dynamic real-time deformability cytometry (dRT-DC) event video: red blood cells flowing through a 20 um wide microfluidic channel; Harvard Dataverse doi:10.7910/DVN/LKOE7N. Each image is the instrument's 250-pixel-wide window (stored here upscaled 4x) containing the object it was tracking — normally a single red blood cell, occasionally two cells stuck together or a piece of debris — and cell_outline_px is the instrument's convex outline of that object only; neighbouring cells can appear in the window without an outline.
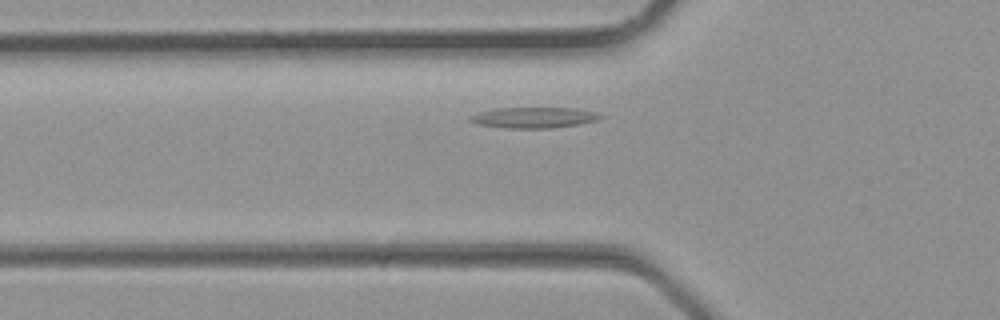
{"species": "common noctule bat (a hibernating species)", "species_latin": "Nyctalus noctula", "temperature_condition": "room temperature", "stored_images_in_passage": 26, "segment_of_instrument_passage": [1, 2], "camera_frame_rate_fps": 3000, "um_per_image_px": 0.085, "animal": {"sex": "male", "body_mass_g": 23.1, "forearm_length_mm": 52.7}, "frame": {"image": 1, "passage_image": 3, "time_ms": 0.667, "image_size_px": [1000, 320], "cell_outline_px": [[604, 116], [600, 120], [580, 124], [552, 128], [504, 128], [480, 124], [468, 120], [468, 116], [480, 112], [496, 108], [576, 108], [596, 112]], "centroid_in_image_um": [45.43, 9.99], "position_along_channel_um": 80.4, "area_um2": 15.84}}
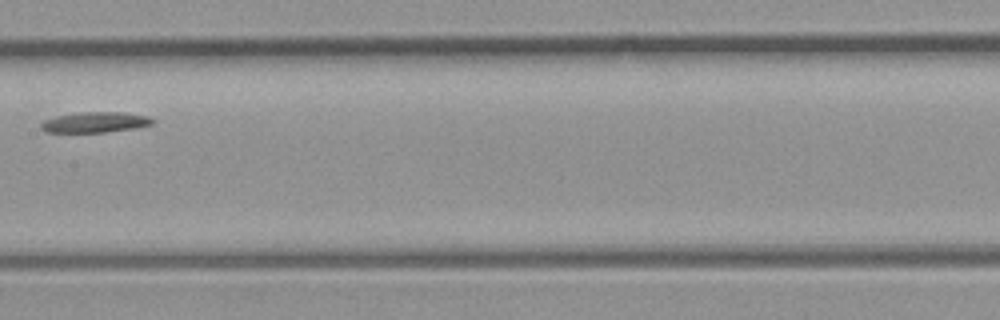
{"frame": {"image": 2, "passage_image": 9, "time_ms": 2.667, "image_size_px": [1000, 320], "cell_outline_px": [[156, 120], [152, 124], [132, 128], [104, 132], [44, 132], [40, 128], [40, 124], [44, 120], [56, 116], [76, 112], [124, 112], [148, 116]], "centroid_in_image_um": [8.05, 10.38], "position_along_channel_um": 199.3, "area_um2": 13.35}}
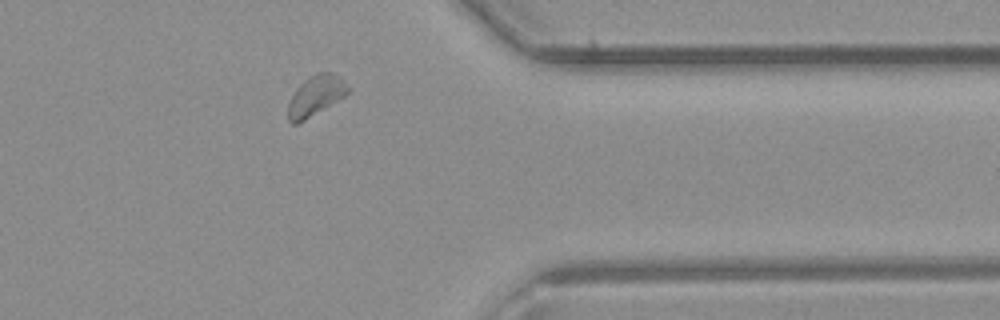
{"frame": {"image": 3, "passage_image": 19, "time_ms": 6.0, "image_size_px": [1000, 320], "cell_outline_px": [[352, 88], [344, 96], [304, 120], [296, 124], [292, 124], [288, 120], [288, 104], [296, 88], [308, 76], [316, 72], [332, 72]], "centroid_in_image_um": [26.82, 8.11], "position_along_channel_um": 384.6, "area_um2": 13.87}}